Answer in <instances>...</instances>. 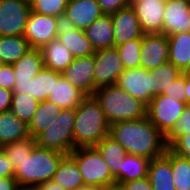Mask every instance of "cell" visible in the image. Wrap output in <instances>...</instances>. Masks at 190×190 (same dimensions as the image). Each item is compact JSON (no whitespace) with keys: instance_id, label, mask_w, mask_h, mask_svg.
<instances>
[{"instance_id":"6da1fadb","label":"cell","mask_w":190,"mask_h":190,"mask_svg":"<svg viewBox=\"0 0 190 190\" xmlns=\"http://www.w3.org/2000/svg\"><path fill=\"white\" fill-rule=\"evenodd\" d=\"M127 152L152 160L163 155L168 148L165 135L146 116L137 120L115 122L110 134Z\"/></svg>"},{"instance_id":"7a4b0ae2","label":"cell","mask_w":190,"mask_h":190,"mask_svg":"<svg viewBox=\"0 0 190 190\" xmlns=\"http://www.w3.org/2000/svg\"><path fill=\"white\" fill-rule=\"evenodd\" d=\"M74 149L95 147L110 134V124L94 96H86L75 109Z\"/></svg>"},{"instance_id":"3957f363","label":"cell","mask_w":190,"mask_h":190,"mask_svg":"<svg viewBox=\"0 0 190 190\" xmlns=\"http://www.w3.org/2000/svg\"><path fill=\"white\" fill-rule=\"evenodd\" d=\"M93 96L99 102L110 125L147 116V106L116 84L96 89Z\"/></svg>"},{"instance_id":"277c9868","label":"cell","mask_w":190,"mask_h":190,"mask_svg":"<svg viewBox=\"0 0 190 190\" xmlns=\"http://www.w3.org/2000/svg\"><path fill=\"white\" fill-rule=\"evenodd\" d=\"M65 156L64 153L35 145L30 156L14 170V178L20 188H36L40 183L52 180Z\"/></svg>"},{"instance_id":"5b68a950","label":"cell","mask_w":190,"mask_h":190,"mask_svg":"<svg viewBox=\"0 0 190 190\" xmlns=\"http://www.w3.org/2000/svg\"><path fill=\"white\" fill-rule=\"evenodd\" d=\"M69 156L76 162L84 185L101 189L116 184L109 167L95 147L74 149Z\"/></svg>"},{"instance_id":"8992f818","label":"cell","mask_w":190,"mask_h":190,"mask_svg":"<svg viewBox=\"0 0 190 190\" xmlns=\"http://www.w3.org/2000/svg\"><path fill=\"white\" fill-rule=\"evenodd\" d=\"M75 109H63L56 121L35 137L36 145L69 155L74 150Z\"/></svg>"},{"instance_id":"52a82bcc","label":"cell","mask_w":190,"mask_h":190,"mask_svg":"<svg viewBox=\"0 0 190 190\" xmlns=\"http://www.w3.org/2000/svg\"><path fill=\"white\" fill-rule=\"evenodd\" d=\"M186 106V102L160 94L154 96L147 106V117L161 133L166 135L178 121Z\"/></svg>"},{"instance_id":"ba28073f","label":"cell","mask_w":190,"mask_h":190,"mask_svg":"<svg viewBox=\"0 0 190 190\" xmlns=\"http://www.w3.org/2000/svg\"><path fill=\"white\" fill-rule=\"evenodd\" d=\"M30 12L24 0H0V36H24Z\"/></svg>"},{"instance_id":"9c48e42d","label":"cell","mask_w":190,"mask_h":190,"mask_svg":"<svg viewBox=\"0 0 190 190\" xmlns=\"http://www.w3.org/2000/svg\"><path fill=\"white\" fill-rule=\"evenodd\" d=\"M93 56L95 88L115 85L119 75L125 70L116 47L95 50Z\"/></svg>"},{"instance_id":"30bf717a","label":"cell","mask_w":190,"mask_h":190,"mask_svg":"<svg viewBox=\"0 0 190 190\" xmlns=\"http://www.w3.org/2000/svg\"><path fill=\"white\" fill-rule=\"evenodd\" d=\"M62 24L61 18L41 15L31 11L24 37L29 42L31 48L41 49L51 40L57 38Z\"/></svg>"},{"instance_id":"8fae6325","label":"cell","mask_w":190,"mask_h":190,"mask_svg":"<svg viewBox=\"0 0 190 190\" xmlns=\"http://www.w3.org/2000/svg\"><path fill=\"white\" fill-rule=\"evenodd\" d=\"M116 85L146 106L153 98L152 73L144 68L125 69L119 75Z\"/></svg>"},{"instance_id":"7c38bea8","label":"cell","mask_w":190,"mask_h":190,"mask_svg":"<svg viewBox=\"0 0 190 190\" xmlns=\"http://www.w3.org/2000/svg\"><path fill=\"white\" fill-rule=\"evenodd\" d=\"M140 67L157 68L169 60V41L165 34H144L140 48Z\"/></svg>"},{"instance_id":"4fadbf2b","label":"cell","mask_w":190,"mask_h":190,"mask_svg":"<svg viewBox=\"0 0 190 190\" xmlns=\"http://www.w3.org/2000/svg\"><path fill=\"white\" fill-rule=\"evenodd\" d=\"M103 15L97 0H68L62 22L84 31Z\"/></svg>"},{"instance_id":"5bb4252c","label":"cell","mask_w":190,"mask_h":190,"mask_svg":"<svg viewBox=\"0 0 190 190\" xmlns=\"http://www.w3.org/2000/svg\"><path fill=\"white\" fill-rule=\"evenodd\" d=\"M94 56L74 58L61 75L86 96H93L94 85Z\"/></svg>"},{"instance_id":"9a60e30c","label":"cell","mask_w":190,"mask_h":190,"mask_svg":"<svg viewBox=\"0 0 190 190\" xmlns=\"http://www.w3.org/2000/svg\"><path fill=\"white\" fill-rule=\"evenodd\" d=\"M181 32H190V1L166 0L162 34L169 36Z\"/></svg>"},{"instance_id":"2e32d148","label":"cell","mask_w":190,"mask_h":190,"mask_svg":"<svg viewBox=\"0 0 190 190\" xmlns=\"http://www.w3.org/2000/svg\"><path fill=\"white\" fill-rule=\"evenodd\" d=\"M166 0H135L130 5L139 19L144 34L162 33Z\"/></svg>"},{"instance_id":"e0dca14e","label":"cell","mask_w":190,"mask_h":190,"mask_svg":"<svg viewBox=\"0 0 190 190\" xmlns=\"http://www.w3.org/2000/svg\"><path fill=\"white\" fill-rule=\"evenodd\" d=\"M115 47L136 38H143V31L134 9L129 5L111 15Z\"/></svg>"},{"instance_id":"ac0fdd59","label":"cell","mask_w":190,"mask_h":190,"mask_svg":"<svg viewBox=\"0 0 190 190\" xmlns=\"http://www.w3.org/2000/svg\"><path fill=\"white\" fill-rule=\"evenodd\" d=\"M147 177L153 190H176L171 170V151L168 148L163 155L150 160Z\"/></svg>"},{"instance_id":"d6986e66","label":"cell","mask_w":190,"mask_h":190,"mask_svg":"<svg viewBox=\"0 0 190 190\" xmlns=\"http://www.w3.org/2000/svg\"><path fill=\"white\" fill-rule=\"evenodd\" d=\"M57 38L72 53L74 58L93 55L95 49L84 31L62 24Z\"/></svg>"},{"instance_id":"ffe728a7","label":"cell","mask_w":190,"mask_h":190,"mask_svg":"<svg viewBox=\"0 0 190 190\" xmlns=\"http://www.w3.org/2000/svg\"><path fill=\"white\" fill-rule=\"evenodd\" d=\"M86 95L61 76L54 80V88L47 100L55 103L61 109H76Z\"/></svg>"},{"instance_id":"44dd1931","label":"cell","mask_w":190,"mask_h":190,"mask_svg":"<svg viewBox=\"0 0 190 190\" xmlns=\"http://www.w3.org/2000/svg\"><path fill=\"white\" fill-rule=\"evenodd\" d=\"M95 148L99 151L110 169L115 183L121 186V164L127 155L126 150L110 135L99 142Z\"/></svg>"},{"instance_id":"7402d4cb","label":"cell","mask_w":190,"mask_h":190,"mask_svg":"<svg viewBox=\"0 0 190 190\" xmlns=\"http://www.w3.org/2000/svg\"><path fill=\"white\" fill-rule=\"evenodd\" d=\"M84 34L95 50L115 47L111 15H103L96 19L84 30Z\"/></svg>"},{"instance_id":"603a6c76","label":"cell","mask_w":190,"mask_h":190,"mask_svg":"<svg viewBox=\"0 0 190 190\" xmlns=\"http://www.w3.org/2000/svg\"><path fill=\"white\" fill-rule=\"evenodd\" d=\"M44 67L62 73L74 60L72 53L58 38L41 48Z\"/></svg>"},{"instance_id":"cb8c5ba5","label":"cell","mask_w":190,"mask_h":190,"mask_svg":"<svg viewBox=\"0 0 190 190\" xmlns=\"http://www.w3.org/2000/svg\"><path fill=\"white\" fill-rule=\"evenodd\" d=\"M30 137L28 124L10 110L0 113V148L8 143Z\"/></svg>"},{"instance_id":"d4e9b609","label":"cell","mask_w":190,"mask_h":190,"mask_svg":"<svg viewBox=\"0 0 190 190\" xmlns=\"http://www.w3.org/2000/svg\"><path fill=\"white\" fill-rule=\"evenodd\" d=\"M63 109L48 100L41 101L28 124V132L32 138L49 128L59 117Z\"/></svg>"},{"instance_id":"484cf974","label":"cell","mask_w":190,"mask_h":190,"mask_svg":"<svg viewBox=\"0 0 190 190\" xmlns=\"http://www.w3.org/2000/svg\"><path fill=\"white\" fill-rule=\"evenodd\" d=\"M12 66L15 80H31L44 68L41 49L31 48Z\"/></svg>"},{"instance_id":"4316f807","label":"cell","mask_w":190,"mask_h":190,"mask_svg":"<svg viewBox=\"0 0 190 190\" xmlns=\"http://www.w3.org/2000/svg\"><path fill=\"white\" fill-rule=\"evenodd\" d=\"M169 41V60L183 71L190 61V32H181L167 36Z\"/></svg>"},{"instance_id":"83f0119b","label":"cell","mask_w":190,"mask_h":190,"mask_svg":"<svg viewBox=\"0 0 190 190\" xmlns=\"http://www.w3.org/2000/svg\"><path fill=\"white\" fill-rule=\"evenodd\" d=\"M52 181L63 187L65 190H76L84 185L82 175L76 162L66 155L60 162Z\"/></svg>"},{"instance_id":"f1b7e54d","label":"cell","mask_w":190,"mask_h":190,"mask_svg":"<svg viewBox=\"0 0 190 190\" xmlns=\"http://www.w3.org/2000/svg\"><path fill=\"white\" fill-rule=\"evenodd\" d=\"M30 49L24 36H0V59L3 64H14Z\"/></svg>"},{"instance_id":"f546056e","label":"cell","mask_w":190,"mask_h":190,"mask_svg":"<svg viewBox=\"0 0 190 190\" xmlns=\"http://www.w3.org/2000/svg\"><path fill=\"white\" fill-rule=\"evenodd\" d=\"M61 76L60 72L44 67L34 78H31L29 95L39 102L47 100L54 88V80H58Z\"/></svg>"},{"instance_id":"4dcf8cb0","label":"cell","mask_w":190,"mask_h":190,"mask_svg":"<svg viewBox=\"0 0 190 190\" xmlns=\"http://www.w3.org/2000/svg\"><path fill=\"white\" fill-rule=\"evenodd\" d=\"M149 162L146 157L127 154L121 164V185L147 177Z\"/></svg>"},{"instance_id":"1f68e13d","label":"cell","mask_w":190,"mask_h":190,"mask_svg":"<svg viewBox=\"0 0 190 190\" xmlns=\"http://www.w3.org/2000/svg\"><path fill=\"white\" fill-rule=\"evenodd\" d=\"M150 71L152 73L153 97L162 94L164 89H168L171 83L183 74L179 68L170 62Z\"/></svg>"},{"instance_id":"d6a6232c","label":"cell","mask_w":190,"mask_h":190,"mask_svg":"<svg viewBox=\"0 0 190 190\" xmlns=\"http://www.w3.org/2000/svg\"><path fill=\"white\" fill-rule=\"evenodd\" d=\"M39 103L31 95L13 92L10 111L20 120L29 124Z\"/></svg>"},{"instance_id":"836d02e7","label":"cell","mask_w":190,"mask_h":190,"mask_svg":"<svg viewBox=\"0 0 190 190\" xmlns=\"http://www.w3.org/2000/svg\"><path fill=\"white\" fill-rule=\"evenodd\" d=\"M35 145V138L30 136L23 140L8 143L2 146L1 149L8 157L13 170H15L26 157L30 156Z\"/></svg>"},{"instance_id":"e575fe53","label":"cell","mask_w":190,"mask_h":190,"mask_svg":"<svg viewBox=\"0 0 190 190\" xmlns=\"http://www.w3.org/2000/svg\"><path fill=\"white\" fill-rule=\"evenodd\" d=\"M171 170L176 190H190V162L171 152Z\"/></svg>"},{"instance_id":"d590c367","label":"cell","mask_w":190,"mask_h":190,"mask_svg":"<svg viewBox=\"0 0 190 190\" xmlns=\"http://www.w3.org/2000/svg\"><path fill=\"white\" fill-rule=\"evenodd\" d=\"M142 38H136L127 43L116 46L125 69L140 67V48Z\"/></svg>"},{"instance_id":"8d00e7d4","label":"cell","mask_w":190,"mask_h":190,"mask_svg":"<svg viewBox=\"0 0 190 190\" xmlns=\"http://www.w3.org/2000/svg\"><path fill=\"white\" fill-rule=\"evenodd\" d=\"M68 0H35L31 11L47 16L63 18Z\"/></svg>"},{"instance_id":"74e56055","label":"cell","mask_w":190,"mask_h":190,"mask_svg":"<svg viewBox=\"0 0 190 190\" xmlns=\"http://www.w3.org/2000/svg\"><path fill=\"white\" fill-rule=\"evenodd\" d=\"M190 133V105H187L172 129L165 135L168 146L176 137Z\"/></svg>"},{"instance_id":"f35d334b","label":"cell","mask_w":190,"mask_h":190,"mask_svg":"<svg viewBox=\"0 0 190 190\" xmlns=\"http://www.w3.org/2000/svg\"><path fill=\"white\" fill-rule=\"evenodd\" d=\"M168 149L190 162V133L176 137L168 145Z\"/></svg>"},{"instance_id":"ab89813d","label":"cell","mask_w":190,"mask_h":190,"mask_svg":"<svg viewBox=\"0 0 190 190\" xmlns=\"http://www.w3.org/2000/svg\"><path fill=\"white\" fill-rule=\"evenodd\" d=\"M162 94L168 95L178 101L186 102L185 74L180 75L175 81H173L168 89H164Z\"/></svg>"},{"instance_id":"60d3db41","label":"cell","mask_w":190,"mask_h":190,"mask_svg":"<svg viewBox=\"0 0 190 190\" xmlns=\"http://www.w3.org/2000/svg\"><path fill=\"white\" fill-rule=\"evenodd\" d=\"M104 15H112L130 5V0H97Z\"/></svg>"},{"instance_id":"b9f144b4","label":"cell","mask_w":190,"mask_h":190,"mask_svg":"<svg viewBox=\"0 0 190 190\" xmlns=\"http://www.w3.org/2000/svg\"><path fill=\"white\" fill-rule=\"evenodd\" d=\"M15 84L14 68L11 64L0 67V88L13 90Z\"/></svg>"},{"instance_id":"7bdbcfd3","label":"cell","mask_w":190,"mask_h":190,"mask_svg":"<svg viewBox=\"0 0 190 190\" xmlns=\"http://www.w3.org/2000/svg\"><path fill=\"white\" fill-rule=\"evenodd\" d=\"M121 187L123 190H153L148 177L125 182Z\"/></svg>"},{"instance_id":"ee69618b","label":"cell","mask_w":190,"mask_h":190,"mask_svg":"<svg viewBox=\"0 0 190 190\" xmlns=\"http://www.w3.org/2000/svg\"><path fill=\"white\" fill-rule=\"evenodd\" d=\"M15 171L13 170L8 157L0 148V178L14 177Z\"/></svg>"},{"instance_id":"f6af8a7d","label":"cell","mask_w":190,"mask_h":190,"mask_svg":"<svg viewBox=\"0 0 190 190\" xmlns=\"http://www.w3.org/2000/svg\"><path fill=\"white\" fill-rule=\"evenodd\" d=\"M12 95V90L0 88V113L10 110Z\"/></svg>"},{"instance_id":"bcb514c9","label":"cell","mask_w":190,"mask_h":190,"mask_svg":"<svg viewBox=\"0 0 190 190\" xmlns=\"http://www.w3.org/2000/svg\"><path fill=\"white\" fill-rule=\"evenodd\" d=\"M19 184L14 177L0 178V190H19Z\"/></svg>"},{"instance_id":"7dc6e473","label":"cell","mask_w":190,"mask_h":190,"mask_svg":"<svg viewBox=\"0 0 190 190\" xmlns=\"http://www.w3.org/2000/svg\"><path fill=\"white\" fill-rule=\"evenodd\" d=\"M30 80H15L13 92L29 95Z\"/></svg>"},{"instance_id":"c3c4849f","label":"cell","mask_w":190,"mask_h":190,"mask_svg":"<svg viewBox=\"0 0 190 190\" xmlns=\"http://www.w3.org/2000/svg\"><path fill=\"white\" fill-rule=\"evenodd\" d=\"M36 190H65L63 187L59 186L54 181H46L40 183L36 188Z\"/></svg>"},{"instance_id":"681fc988","label":"cell","mask_w":190,"mask_h":190,"mask_svg":"<svg viewBox=\"0 0 190 190\" xmlns=\"http://www.w3.org/2000/svg\"><path fill=\"white\" fill-rule=\"evenodd\" d=\"M185 95L186 103L190 105V76L185 75Z\"/></svg>"},{"instance_id":"f907efd6","label":"cell","mask_w":190,"mask_h":190,"mask_svg":"<svg viewBox=\"0 0 190 190\" xmlns=\"http://www.w3.org/2000/svg\"><path fill=\"white\" fill-rule=\"evenodd\" d=\"M76 190H100V188L92 185H82Z\"/></svg>"},{"instance_id":"816d5d0a","label":"cell","mask_w":190,"mask_h":190,"mask_svg":"<svg viewBox=\"0 0 190 190\" xmlns=\"http://www.w3.org/2000/svg\"><path fill=\"white\" fill-rule=\"evenodd\" d=\"M102 190H123L122 187L120 185H111V186H107L102 188Z\"/></svg>"},{"instance_id":"f5cc1de1","label":"cell","mask_w":190,"mask_h":190,"mask_svg":"<svg viewBox=\"0 0 190 190\" xmlns=\"http://www.w3.org/2000/svg\"><path fill=\"white\" fill-rule=\"evenodd\" d=\"M183 74L190 76V61L188 66L182 71Z\"/></svg>"},{"instance_id":"db71d44e","label":"cell","mask_w":190,"mask_h":190,"mask_svg":"<svg viewBox=\"0 0 190 190\" xmlns=\"http://www.w3.org/2000/svg\"><path fill=\"white\" fill-rule=\"evenodd\" d=\"M27 4H29L31 6V4L35 1V0H24Z\"/></svg>"},{"instance_id":"11a10c76","label":"cell","mask_w":190,"mask_h":190,"mask_svg":"<svg viewBox=\"0 0 190 190\" xmlns=\"http://www.w3.org/2000/svg\"><path fill=\"white\" fill-rule=\"evenodd\" d=\"M19 190H36L35 188H20Z\"/></svg>"}]
</instances>
